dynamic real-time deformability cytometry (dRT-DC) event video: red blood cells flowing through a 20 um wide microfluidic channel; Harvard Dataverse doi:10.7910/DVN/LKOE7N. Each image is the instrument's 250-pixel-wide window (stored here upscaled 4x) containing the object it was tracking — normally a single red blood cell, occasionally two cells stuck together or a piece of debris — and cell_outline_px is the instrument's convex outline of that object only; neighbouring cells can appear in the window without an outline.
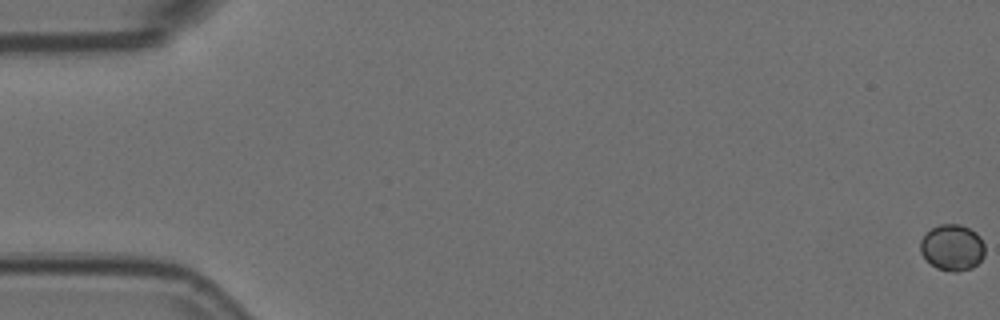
{"species": "Egyptian fruit bat (a non-hibernating species)", "species_latin": "Rousettus aegyptiacus", "temperature_condition": "room temperature", "stored_images_in_passage": 6, "camera_frame_rate_fps": 3000, "um_per_image_px": 0.085, "animal": {"sex": "female"}, "frame": {"image": 1, "passage_image": 1, "time_ms": 0.0, "image_size_px": [1000, 320], "cell_outline_px": [[984, 256], [972, 268], [956, 272], [952, 272], [936, 268], [920, 252], [920, 240], [932, 228], [940, 224], [960, 224], [976, 232], [980, 236], [984, 244]], "centroid_in_image_um": [80.95, 21.04], "position_along_channel_um": 4.0, "area_um2": 17.28}}
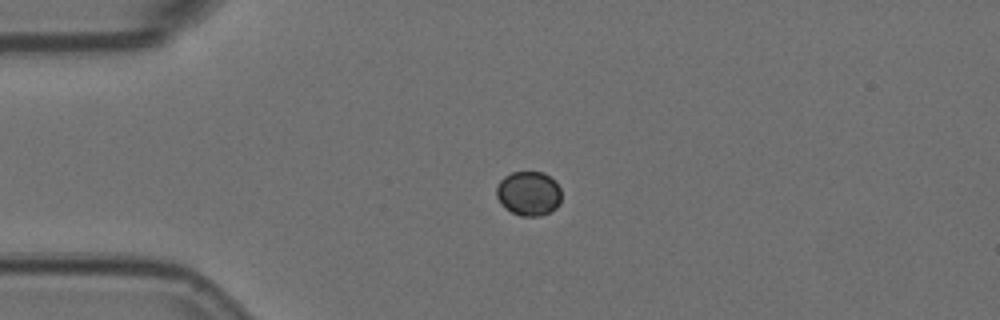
{"frame": {"image": 2, "passage_image": 5, "time_ms": 1.333, "image_size_px": [1000, 320], "cell_outline_px": [[560, 204], [556, 208], [540, 216], [520, 216], [504, 208], [500, 204], [496, 196], [496, 188], [500, 180], [504, 176], [512, 172], [544, 172], [556, 180], [560, 188]], "centroid_in_image_um": [44.93, 16.44], "position_along_channel_um": 40.1, "area_um2": 17.05}}